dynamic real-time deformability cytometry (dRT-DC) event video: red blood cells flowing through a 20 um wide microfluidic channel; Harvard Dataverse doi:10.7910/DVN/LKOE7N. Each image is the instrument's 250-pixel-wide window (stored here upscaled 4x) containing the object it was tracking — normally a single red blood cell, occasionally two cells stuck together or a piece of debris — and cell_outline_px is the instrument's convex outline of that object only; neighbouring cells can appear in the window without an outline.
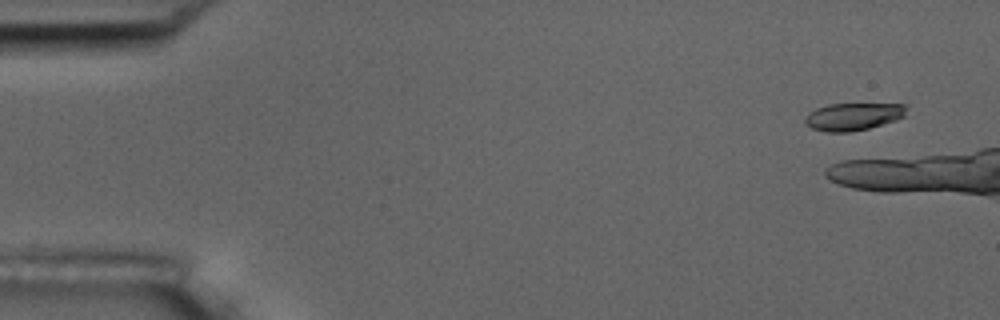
{"species": "common noctule bat (a hibernating species)", "species_latin": "Nyctalus noctula", "temperature_condition": "room temperature", "stored_images_in_passage": 4, "camera_frame_rate_fps": 3000, "um_per_image_px": 0.085, "animal": {"sex": "male", "body_mass_g": 17.5, "forearm_length_mm": 52.3}, "frame": {"image": 1, "passage_image": 2, "time_ms": 1.0, "image_size_px": [1000, 320], "cell_outline_px": [[904, 116], [896, 120], [868, 128], [848, 132], [824, 132], [812, 128], [804, 124], [804, 116], [808, 112], [816, 108], [828, 104], [904, 104]], "centroid_in_image_um": [72.43, 9.91], "position_along_channel_um": 12.6, "area_um2": 16.18}}